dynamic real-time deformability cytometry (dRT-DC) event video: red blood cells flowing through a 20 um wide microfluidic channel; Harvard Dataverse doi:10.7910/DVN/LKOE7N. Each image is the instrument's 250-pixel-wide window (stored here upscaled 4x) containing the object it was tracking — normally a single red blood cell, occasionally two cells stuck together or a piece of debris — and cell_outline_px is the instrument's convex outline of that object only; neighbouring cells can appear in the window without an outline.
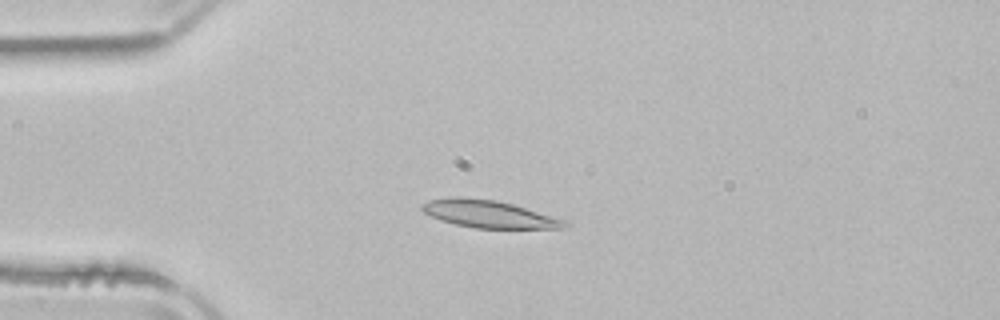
{"species": "common noctule bat (a hibernating species)", "species_latin": "Nyctalus noctula", "temperature_condition": "room temperature", "stored_images_in_passage": 52, "camera_frame_rate_fps": 3000, "um_per_image_px": 0.085, "animal": {"sex": "male", "body_mass_g": 21.5, "forearm_length_mm": 52.0}, "frame": {"image": 1, "passage_image": 13, "time_ms": 4.0, "image_size_px": [1000, 320], "cell_outline_px": [[572, 224], [560, 228], [476, 228], [456, 224], [440, 220], [424, 212], [420, 208], [420, 204], [428, 200], [448, 196], [460, 196], [496, 200], [512, 204], [568, 220]], "centroid_in_image_um": [41.54, 18.18], "position_along_channel_um": 43.5, "area_um2": 23.0}}
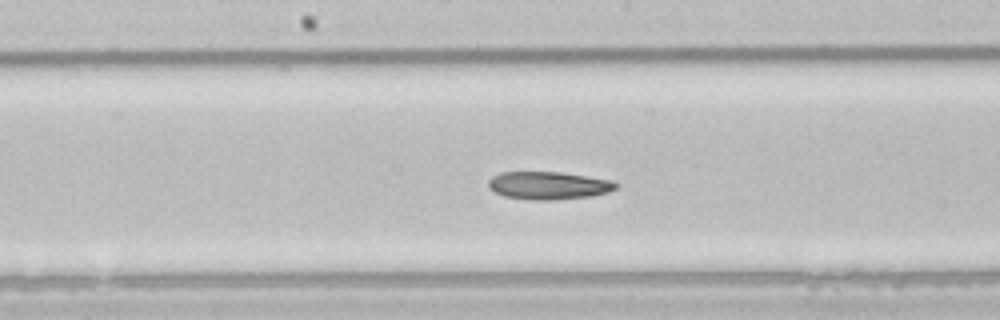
{"frame": {"image": 2, "passage_image": 27, "time_ms": 8.667, "image_size_px": [1000, 320], "cell_outline_px": [[620, 184], [616, 188], [608, 192], [592, 196], [552, 200], [532, 200], [504, 196], [488, 188], [488, 180], [492, 176], [500, 172], [560, 172], [608, 180]], "centroid_in_image_um": [46.59, 15.77], "position_along_channel_um": 201.6, "area_um2": 20.58}}
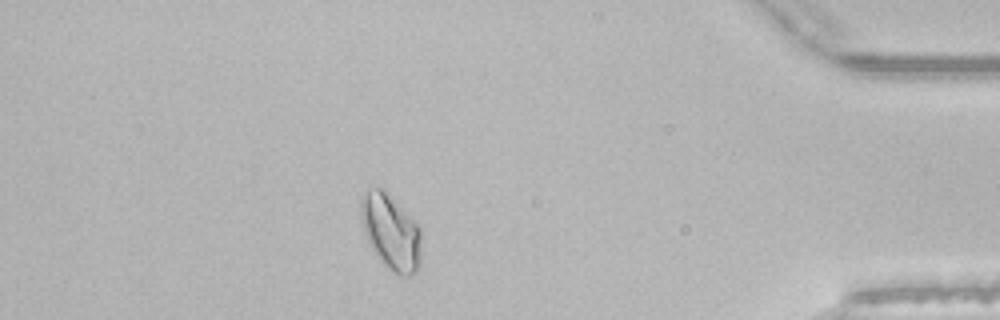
{"frame": {"image": 3, "passage_image": 46, "time_ms": 15.0, "image_size_px": [1000, 320], "cell_outline_px": [[420, 264], [416, 272], [408, 276], [400, 276], [392, 272], [380, 260], [372, 248], [368, 240], [364, 228], [360, 212], [360, 196], [368, 188], [384, 188], [420, 228]], "centroid_in_image_um": [33.21, 19.71], "position_along_channel_um": 402.0, "area_um2": 26.36}}